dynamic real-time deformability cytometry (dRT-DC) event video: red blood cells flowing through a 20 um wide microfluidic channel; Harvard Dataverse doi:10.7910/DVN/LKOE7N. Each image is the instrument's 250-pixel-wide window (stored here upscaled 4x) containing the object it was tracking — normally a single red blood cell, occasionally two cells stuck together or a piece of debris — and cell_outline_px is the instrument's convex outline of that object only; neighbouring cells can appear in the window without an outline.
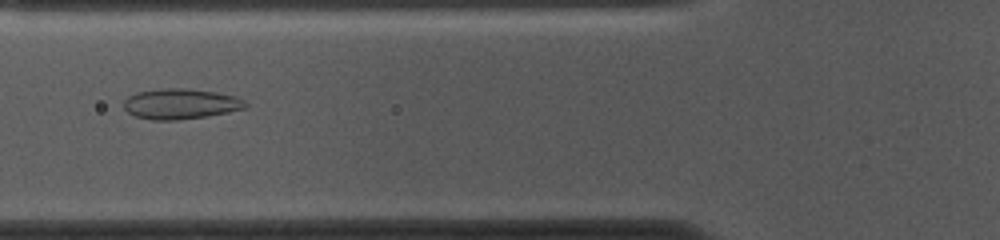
{"species": "common noctule bat (a hibernating species)", "species_latin": "Nyctalus noctula", "temperature_condition": "cold", "stored_images_in_passage": 53, "camera_frame_rate_fps": 3000, "um_per_image_px": 0.085, "animal": {"sex": "female", "body_mass_g": 10.0, "forearm_length_mm": 53.1}, "frame": {"image": 1, "passage_image": 18, "time_ms": 5.667, "image_size_px": [1000, 240], "cell_outline_px": [[248, 104], [244, 108], [228, 112], [208, 116], [176, 120], [152, 120], [136, 116], [128, 112], [124, 108], [124, 100], [128, 96], [136, 92], [160, 88], [184, 88], [216, 92], [236, 96], [244, 100]], "centroid_in_image_um": [15.34, 8.82], "position_along_channel_um": 110.5, "area_um2": 21.62}}
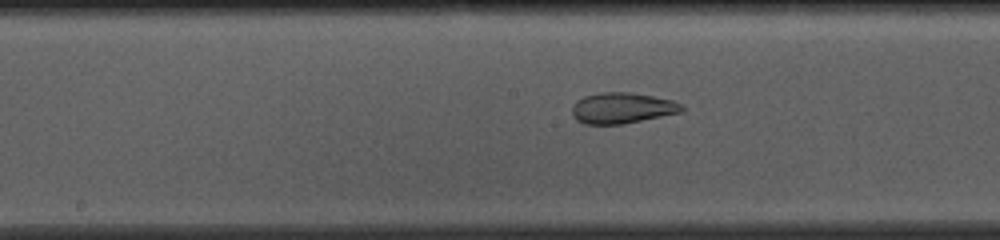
{"frame": {"image": 2, "passage_image": 25, "time_ms": 8.0, "image_size_px": [1000, 240], "cell_outline_px": [[684, 108], [680, 112], [620, 124], [584, 124], [576, 120], [572, 116], [572, 104], [576, 100], [584, 96], [600, 92], [632, 92], [672, 100], [684, 104]], "centroid_in_image_um": [52.83, 9.17], "position_along_channel_um": 195.4, "area_um2": 19.71}}
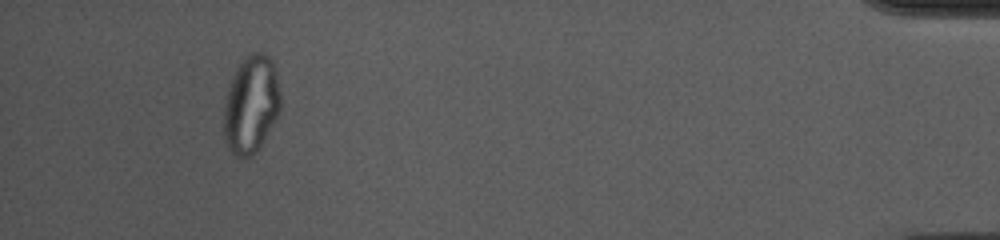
{"frame": {"image": 3, "passage_image": 49, "time_ms": 16.0, "image_size_px": [1000, 240], "cell_outline_px": [[280, 112], [276, 120], [264, 140], [256, 152], [252, 156], [244, 160], [236, 156], [228, 148], [224, 140], [224, 100], [232, 76], [240, 60], [248, 52], [260, 52], [268, 56], [272, 60], [276, 72], [280, 92]], "centroid_in_image_um": [21.33, 8.88], "position_along_channel_um": 413.9, "area_um2": 32.89}, "authors_computed_cell_mechanics": {"area_um2": 26.6458, "velocity_mm_per_s": 3.625, "shape_relaxation_time_tau1_ms": null, "shape_relaxation_time_tau2_ms": 1.4547, "deformation_change_tau1": null, "deformation_change_tau2": 0.0716}}